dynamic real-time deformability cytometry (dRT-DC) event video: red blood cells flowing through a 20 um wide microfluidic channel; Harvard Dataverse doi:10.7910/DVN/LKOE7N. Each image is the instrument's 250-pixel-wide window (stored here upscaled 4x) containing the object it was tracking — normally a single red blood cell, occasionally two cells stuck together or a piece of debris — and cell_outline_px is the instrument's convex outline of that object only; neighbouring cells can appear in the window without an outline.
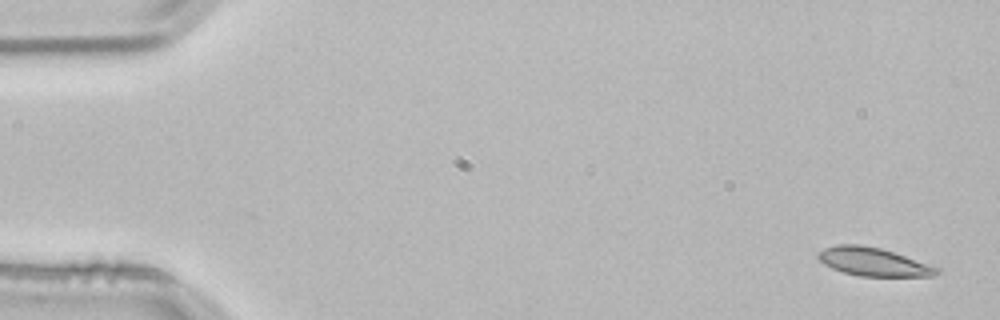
{"species": "common noctule bat (a hibernating species)", "species_latin": "Nyctalus noctula", "temperature_condition": "room temperature", "stored_images_in_passage": 5, "camera_frame_rate_fps": 3000, "um_per_image_px": 0.085, "animal": {"sex": "male", "body_mass_g": 21.5, "forearm_length_mm": 52.0}, "frame": {"image": 1, "passage_image": 1, "time_ms": 0.0, "image_size_px": [1000, 320], "cell_outline_px": [[940, 272], [932, 276], [860, 276], [844, 272], [832, 268], [824, 264], [816, 256], [816, 252], [824, 248], [836, 244], [860, 244], [880, 248], [940, 268]], "centroid_in_image_um": [74.18, 22.25], "position_along_channel_um": 10.8, "area_um2": 19.42}}
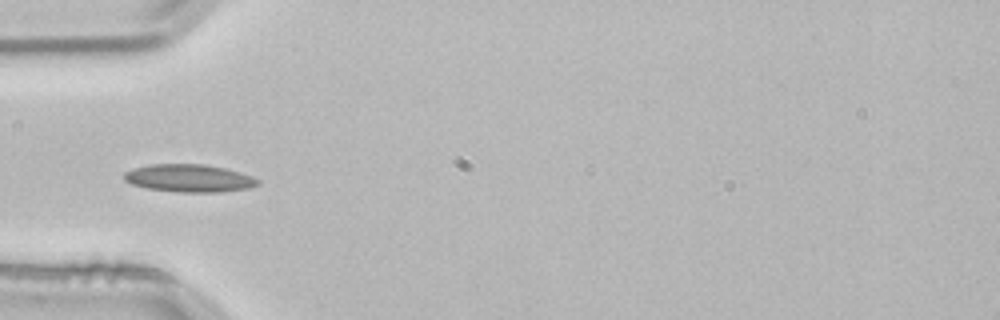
{"frame": {"image": 2, "passage_image": 4, "time_ms": 1.0, "image_size_px": [1000, 320], "cell_outline_px": [[260, 184], [248, 188], [220, 192], [176, 192], [148, 188], [132, 184], [124, 180], [124, 172], [132, 168], [148, 164], [204, 164], [224, 168], [252, 176], [260, 180]], "centroid_in_image_um": [16.06, 15.14], "position_along_channel_um": 68.9, "area_um2": 21.62}}